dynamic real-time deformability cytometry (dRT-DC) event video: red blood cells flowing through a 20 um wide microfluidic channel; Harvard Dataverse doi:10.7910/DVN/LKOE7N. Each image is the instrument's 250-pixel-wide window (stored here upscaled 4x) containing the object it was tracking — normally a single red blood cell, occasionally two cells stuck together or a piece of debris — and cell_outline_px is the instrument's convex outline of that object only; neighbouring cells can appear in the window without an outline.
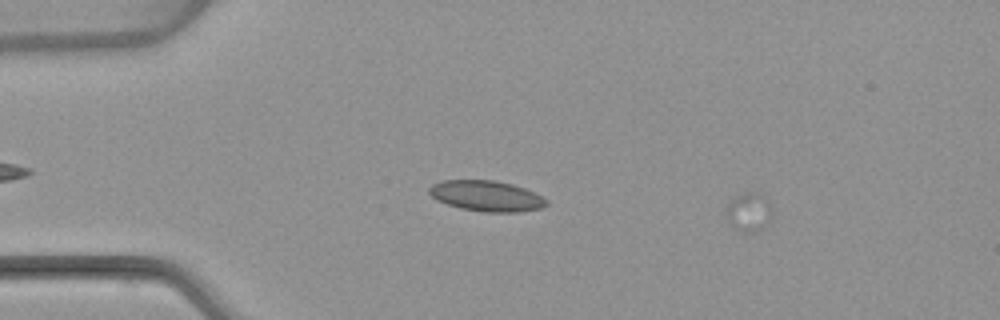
{"species": "common noctule bat (a hibernating species)", "species_latin": "Nyctalus noctula", "temperature_condition": "warm", "stored_images_in_passage": 4, "camera_frame_rate_fps": 3000, "um_per_image_px": 0.085, "animal": {"sex": "female", "body_mass_g": 22.7, "forearm_length_mm": 54.2}, "frame": {"image": 1, "passage_image": 1, "time_ms": 0.0, "image_size_px": [1000, 320], "cell_outline_px": [[772, 220], [756, 232], [744, 232], [732, 228], [724, 212], [728, 200], [732, 196], [744, 192], [760, 192], [768, 200], [772, 212]], "centroid_in_image_um": [63.62, 18.0], "position_along_channel_um": 21.4, "area_um2": 10.92}}